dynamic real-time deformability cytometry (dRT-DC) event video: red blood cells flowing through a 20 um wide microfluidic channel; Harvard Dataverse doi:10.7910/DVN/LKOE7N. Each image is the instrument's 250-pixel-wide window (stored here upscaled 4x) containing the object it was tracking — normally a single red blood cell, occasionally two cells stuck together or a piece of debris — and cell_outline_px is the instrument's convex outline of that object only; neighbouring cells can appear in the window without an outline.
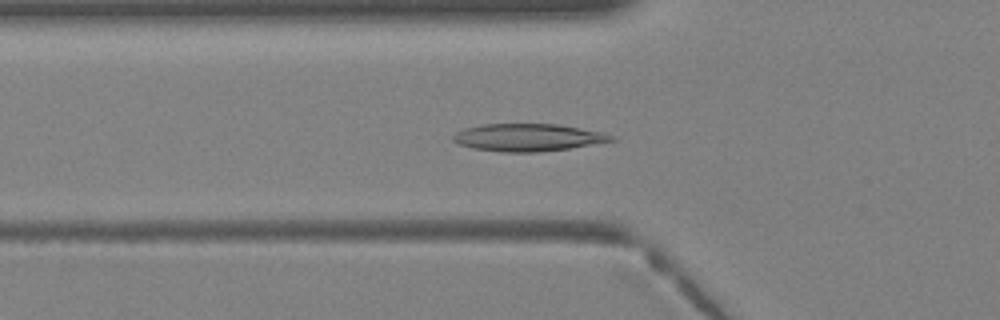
{"species": "Egyptian fruit bat (a non-hibernating species)", "species_latin": "Rousettus aegyptiacus", "temperature_condition": "warm", "stored_images_in_passage": 28, "camera_frame_rate_fps": 3000, "um_per_image_px": 0.085, "animal": {"sex": "female"}, "frame": {"image": 1, "passage_image": 7, "time_ms": 2.0, "image_size_px": [1000, 320], "cell_outline_px": [[616, 140], [568, 148], [536, 152], [500, 152], [472, 148], [460, 144], [452, 140], [452, 136], [456, 132], [480, 124], [556, 124], [604, 132], [612, 136]], "centroid_in_image_um": [44.85, 11.68], "position_along_channel_um": 80.9, "area_um2": 25.09}}
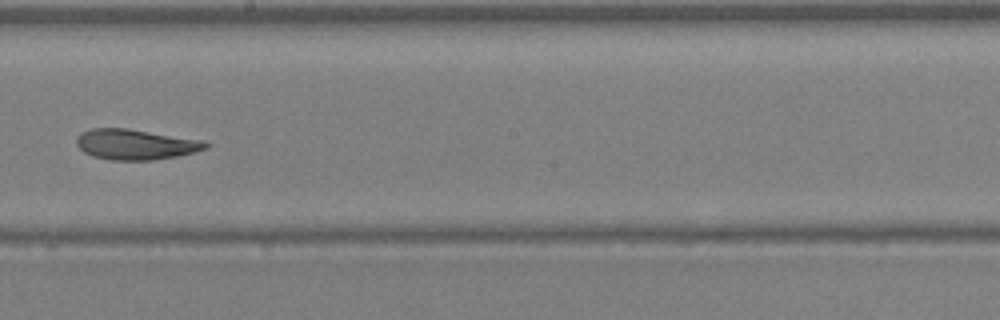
{"frame": {"image": 2, "passage_image": 16, "time_ms": 5.0, "image_size_px": [1000, 320], "cell_outline_px": [[212, 144], [208, 148], [176, 156], [152, 160], [112, 160], [92, 156], [84, 152], [76, 144], [76, 140], [80, 132], [92, 128], [128, 128], [208, 140]], "centroid_in_image_um": [11.57, 12.26], "position_along_channel_um": 236.6, "area_um2": 23.24}}
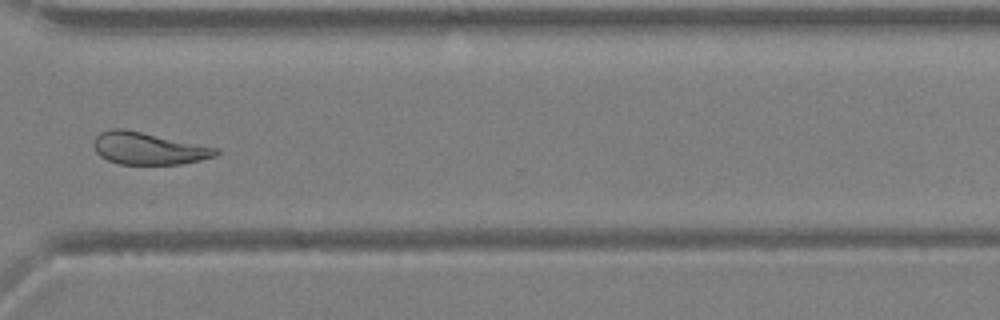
{"frame": {"image": 3, "passage_image": 23, "time_ms": 7.333, "image_size_px": [1000, 320], "cell_outline_px": [[220, 152], [216, 156], [200, 160], [180, 164], [120, 164], [108, 160], [100, 156], [96, 152], [92, 144], [96, 136], [100, 132], [112, 128], [124, 128], [220, 148]], "centroid_in_image_um": [12.62, 12.6], "position_along_channel_um": 358.0, "area_um2": 23.12}}